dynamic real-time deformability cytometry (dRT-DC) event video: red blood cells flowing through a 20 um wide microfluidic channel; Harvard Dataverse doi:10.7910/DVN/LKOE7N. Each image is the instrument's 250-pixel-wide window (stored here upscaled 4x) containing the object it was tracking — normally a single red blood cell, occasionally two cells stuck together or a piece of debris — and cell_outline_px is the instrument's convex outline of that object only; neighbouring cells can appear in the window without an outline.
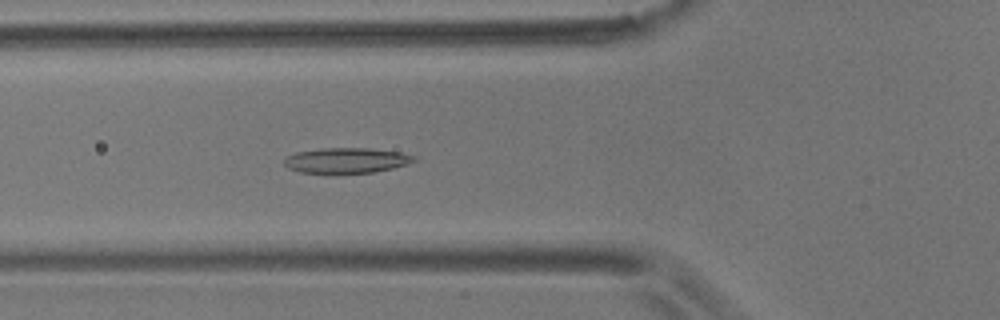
{"species": "common noctule bat (a hibernating species)", "species_latin": "Nyctalus noctula", "temperature_condition": "room temperature", "stored_images_in_passage": 49, "camera_frame_rate_fps": 3000, "um_per_image_px": 0.085, "animal": {"sex": "male", "body_mass_g": 17.9}, "frame": {"image": 1, "passage_image": 12, "time_ms": 3.667, "image_size_px": [1000, 320], "cell_outline_px": [[416, 160], [408, 164], [392, 168], [372, 172], [332, 176], [300, 172], [288, 168], [284, 164], [284, 156], [296, 152], [320, 148], [368, 148], [400, 152], [416, 156]], "centroid_in_image_um": [29.38, 13.67], "position_along_channel_um": 96.4, "area_um2": 20.0}}
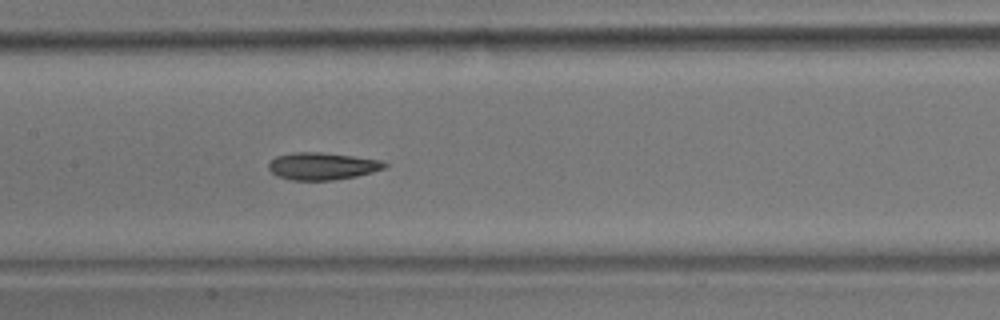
{"frame": {"image": 2, "passage_image": 19, "time_ms": 6.0, "image_size_px": [1000, 320], "cell_outline_px": [[388, 164], [384, 168], [372, 172], [356, 176], [332, 180], [292, 180], [276, 176], [268, 168], [268, 164], [276, 156], [296, 152], [320, 152], [352, 156], [380, 160]], "centroid_in_image_um": [27.37, 14.12], "position_along_channel_um": 180.0, "area_um2": 18.26}}
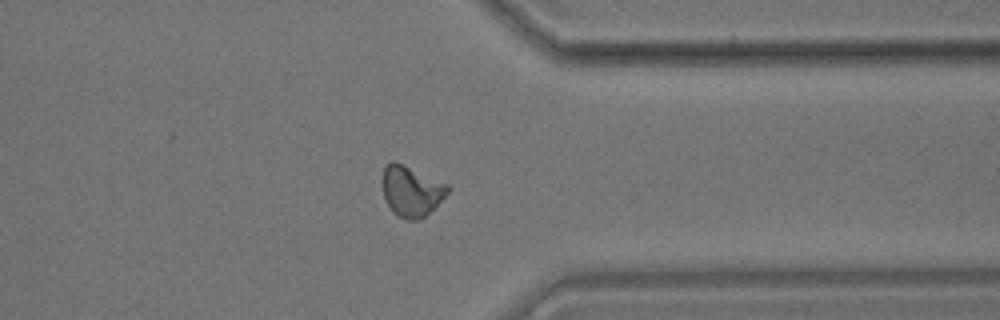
{"frame": {"image": 3, "passage_image": 36, "time_ms": 11.667, "image_size_px": [1000, 320], "cell_outline_px": [[452, 188], [424, 216], [416, 220], [408, 220], [392, 212], [384, 200], [380, 184], [384, 164], [392, 160], [396, 160], [448, 184]], "centroid_in_image_um": [34.89, 16.18], "position_along_channel_um": 376.5, "area_um2": 19.59}, "authors_computed_cell_mechanics": {"area_um2": 18.6116, "velocity_mm_per_s": 3.554, "shape_relaxation_time_tau1_ms": 7.8697, "shape_relaxation_time_tau2_ms": 2.6688, "deformation_change_tau1": 0.1825, "deformation_change_tau2": 0.1001}}